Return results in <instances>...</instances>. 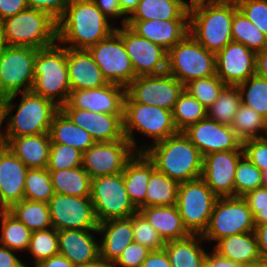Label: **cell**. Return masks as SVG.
I'll return each instance as SVG.
<instances>
[{
    "label": "cell",
    "instance_id": "cell-42",
    "mask_svg": "<svg viewBox=\"0 0 267 267\" xmlns=\"http://www.w3.org/2000/svg\"><path fill=\"white\" fill-rule=\"evenodd\" d=\"M241 103L238 87L227 85L216 101L207 109V118L231 126Z\"/></svg>",
    "mask_w": 267,
    "mask_h": 267
},
{
    "label": "cell",
    "instance_id": "cell-64",
    "mask_svg": "<svg viewBox=\"0 0 267 267\" xmlns=\"http://www.w3.org/2000/svg\"><path fill=\"white\" fill-rule=\"evenodd\" d=\"M118 1H119L121 11L127 17H129L134 12V10L137 8V5L140 0H118Z\"/></svg>",
    "mask_w": 267,
    "mask_h": 267
},
{
    "label": "cell",
    "instance_id": "cell-22",
    "mask_svg": "<svg viewBox=\"0 0 267 267\" xmlns=\"http://www.w3.org/2000/svg\"><path fill=\"white\" fill-rule=\"evenodd\" d=\"M60 110L75 125L86 130L95 142L118 141L124 137V115H111L77 108H60Z\"/></svg>",
    "mask_w": 267,
    "mask_h": 267
},
{
    "label": "cell",
    "instance_id": "cell-46",
    "mask_svg": "<svg viewBox=\"0 0 267 267\" xmlns=\"http://www.w3.org/2000/svg\"><path fill=\"white\" fill-rule=\"evenodd\" d=\"M226 86L217 75H214L192 80L184 86V89L208 109Z\"/></svg>",
    "mask_w": 267,
    "mask_h": 267
},
{
    "label": "cell",
    "instance_id": "cell-39",
    "mask_svg": "<svg viewBox=\"0 0 267 267\" xmlns=\"http://www.w3.org/2000/svg\"><path fill=\"white\" fill-rule=\"evenodd\" d=\"M231 36L233 41L258 53L267 49V35L262 33L239 9L234 13Z\"/></svg>",
    "mask_w": 267,
    "mask_h": 267
},
{
    "label": "cell",
    "instance_id": "cell-56",
    "mask_svg": "<svg viewBox=\"0 0 267 267\" xmlns=\"http://www.w3.org/2000/svg\"><path fill=\"white\" fill-rule=\"evenodd\" d=\"M29 8L27 0H0V21Z\"/></svg>",
    "mask_w": 267,
    "mask_h": 267
},
{
    "label": "cell",
    "instance_id": "cell-59",
    "mask_svg": "<svg viewBox=\"0 0 267 267\" xmlns=\"http://www.w3.org/2000/svg\"><path fill=\"white\" fill-rule=\"evenodd\" d=\"M14 252L16 251L0 245V267H22L25 264Z\"/></svg>",
    "mask_w": 267,
    "mask_h": 267
},
{
    "label": "cell",
    "instance_id": "cell-45",
    "mask_svg": "<svg viewBox=\"0 0 267 267\" xmlns=\"http://www.w3.org/2000/svg\"><path fill=\"white\" fill-rule=\"evenodd\" d=\"M27 252L33 257L34 266L59 254L58 231L55 228L33 231Z\"/></svg>",
    "mask_w": 267,
    "mask_h": 267
},
{
    "label": "cell",
    "instance_id": "cell-61",
    "mask_svg": "<svg viewBox=\"0 0 267 267\" xmlns=\"http://www.w3.org/2000/svg\"><path fill=\"white\" fill-rule=\"evenodd\" d=\"M34 267H75L66 257L61 254L54 255L47 260L41 261Z\"/></svg>",
    "mask_w": 267,
    "mask_h": 267
},
{
    "label": "cell",
    "instance_id": "cell-21",
    "mask_svg": "<svg viewBox=\"0 0 267 267\" xmlns=\"http://www.w3.org/2000/svg\"><path fill=\"white\" fill-rule=\"evenodd\" d=\"M256 52L231 41L215 54L216 75L226 84L237 86L256 73Z\"/></svg>",
    "mask_w": 267,
    "mask_h": 267
},
{
    "label": "cell",
    "instance_id": "cell-31",
    "mask_svg": "<svg viewBox=\"0 0 267 267\" xmlns=\"http://www.w3.org/2000/svg\"><path fill=\"white\" fill-rule=\"evenodd\" d=\"M213 250L222 257L242 265L261 259L254 232L222 238L215 243Z\"/></svg>",
    "mask_w": 267,
    "mask_h": 267
},
{
    "label": "cell",
    "instance_id": "cell-28",
    "mask_svg": "<svg viewBox=\"0 0 267 267\" xmlns=\"http://www.w3.org/2000/svg\"><path fill=\"white\" fill-rule=\"evenodd\" d=\"M155 170V164L144 152H136L125 165L123 171L125 188L138 210L145 207L148 181Z\"/></svg>",
    "mask_w": 267,
    "mask_h": 267
},
{
    "label": "cell",
    "instance_id": "cell-25",
    "mask_svg": "<svg viewBox=\"0 0 267 267\" xmlns=\"http://www.w3.org/2000/svg\"><path fill=\"white\" fill-rule=\"evenodd\" d=\"M93 232L98 233L97 229L58 231L59 254L74 266L88 265L100 260L99 243Z\"/></svg>",
    "mask_w": 267,
    "mask_h": 267
},
{
    "label": "cell",
    "instance_id": "cell-24",
    "mask_svg": "<svg viewBox=\"0 0 267 267\" xmlns=\"http://www.w3.org/2000/svg\"><path fill=\"white\" fill-rule=\"evenodd\" d=\"M126 26L167 51L189 33V19L127 20Z\"/></svg>",
    "mask_w": 267,
    "mask_h": 267
},
{
    "label": "cell",
    "instance_id": "cell-10",
    "mask_svg": "<svg viewBox=\"0 0 267 267\" xmlns=\"http://www.w3.org/2000/svg\"><path fill=\"white\" fill-rule=\"evenodd\" d=\"M254 216L242 197H219L208 226L201 235L205 241H215L241 233L254 232Z\"/></svg>",
    "mask_w": 267,
    "mask_h": 267
},
{
    "label": "cell",
    "instance_id": "cell-32",
    "mask_svg": "<svg viewBox=\"0 0 267 267\" xmlns=\"http://www.w3.org/2000/svg\"><path fill=\"white\" fill-rule=\"evenodd\" d=\"M205 242L201 235L165 242L164 249L172 267H204L207 252L201 244Z\"/></svg>",
    "mask_w": 267,
    "mask_h": 267
},
{
    "label": "cell",
    "instance_id": "cell-67",
    "mask_svg": "<svg viewBox=\"0 0 267 267\" xmlns=\"http://www.w3.org/2000/svg\"><path fill=\"white\" fill-rule=\"evenodd\" d=\"M224 1H228V0H189V2H187V5L190 7L192 5L202 3V2H224Z\"/></svg>",
    "mask_w": 267,
    "mask_h": 267
},
{
    "label": "cell",
    "instance_id": "cell-14",
    "mask_svg": "<svg viewBox=\"0 0 267 267\" xmlns=\"http://www.w3.org/2000/svg\"><path fill=\"white\" fill-rule=\"evenodd\" d=\"M87 50L108 83L126 88L136 78L131 59L116 31Z\"/></svg>",
    "mask_w": 267,
    "mask_h": 267
},
{
    "label": "cell",
    "instance_id": "cell-41",
    "mask_svg": "<svg viewBox=\"0 0 267 267\" xmlns=\"http://www.w3.org/2000/svg\"><path fill=\"white\" fill-rule=\"evenodd\" d=\"M0 220V245L16 252H27L32 231L8 210L2 215Z\"/></svg>",
    "mask_w": 267,
    "mask_h": 267
},
{
    "label": "cell",
    "instance_id": "cell-69",
    "mask_svg": "<svg viewBox=\"0 0 267 267\" xmlns=\"http://www.w3.org/2000/svg\"><path fill=\"white\" fill-rule=\"evenodd\" d=\"M262 186L267 187V170L262 172Z\"/></svg>",
    "mask_w": 267,
    "mask_h": 267
},
{
    "label": "cell",
    "instance_id": "cell-54",
    "mask_svg": "<svg viewBox=\"0 0 267 267\" xmlns=\"http://www.w3.org/2000/svg\"><path fill=\"white\" fill-rule=\"evenodd\" d=\"M29 8L47 13L58 22L65 14L66 0H27Z\"/></svg>",
    "mask_w": 267,
    "mask_h": 267
},
{
    "label": "cell",
    "instance_id": "cell-50",
    "mask_svg": "<svg viewBox=\"0 0 267 267\" xmlns=\"http://www.w3.org/2000/svg\"><path fill=\"white\" fill-rule=\"evenodd\" d=\"M238 9L267 35V0H235Z\"/></svg>",
    "mask_w": 267,
    "mask_h": 267
},
{
    "label": "cell",
    "instance_id": "cell-2",
    "mask_svg": "<svg viewBox=\"0 0 267 267\" xmlns=\"http://www.w3.org/2000/svg\"><path fill=\"white\" fill-rule=\"evenodd\" d=\"M144 153L158 172L178 183L202 176L203 156L183 132L150 145Z\"/></svg>",
    "mask_w": 267,
    "mask_h": 267
},
{
    "label": "cell",
    "instance_id": "cell-52",
    "mask_svg": "<svg viewBox=\"0 0 267 267\" xmlns=\"http://www.w3.org/2000/svg\"><path fill=\"white\" fill-rule=\"evenodd\" d=\"M242 198L253 213L255 226L267 223V187L261 186Z\"/></svg>",
    "mask_w": 267,
    "mask_h": 267
},
{
    "label": "cell",
    "instance_id": "cell-19",
    "mask_svg": "<svg viewBox=\"0 0 267 267\" xmlns=\"http://www.w3.org/2000/svg\"><path fill=\"white\" fill-rule=\"evenodd\" d=\"M126 88L112 83L84 90H71L60 108L85 109L111 115H124Z\"/></svg>",
    "mask_w": 267,
    "mask_h": 267
},
{
    "label": "cell",
    "instance_id": "cell-55",
    "mask_svg": "<svg viewBox=\"0 0 267 267\" xmlns=\"http://www.w3.org/2000/svg\"><path fill=\"white\" fill-rule=\"evenodd\" d=\"M97 8L109 19V18H120L122 25H126L127 16L121 11L118 0H92Z\"/></svg>",
    "mask_w": 267,
    "mask_h": 267
},
{
    "label": "cell",
    "instance_id": "cell-7",
    "mask_svg": "<svg viewBox=\"0 0 267 267\" xmlns=\"http://www.w3.org/2000/svg\"><path fill=\"white\" fill-rule=\"evenodd\" d=\"M135 131L152 138L153 142L137 148ZM123 133L136 152H144L150 145L171 137L178 130L172 111L154 105L124 103Z\"/></svg>",
    "mask_w": 267,
    "mask_h": 267
},
{
    "label": "cell",
    "instance_id": "cell-63",
    "mask_svg": "<svg viewBox=\"0 0 267 267\" xmlns=\"http://www.w3.org/2000/svg\"><path fill=\"white\" fill-rule=\"evenodd\" d=\"M7 97L0 95V146L5 145L6 127L2 130V124L6 120ZM3 131V132H2Z\"/></svg>",
    "mask_w": 267,
    "mask_h": 267
},
{
    "label": "cell",
    "instance_id": "cell-4",
    "mask_svg": "<svg viewBox=\"0 0 267 267\" xmlns=\"http://www.w3.org/2000/svg\"><path fill=\"white\" fill-rule=\"evenodd\" d=\"M17 95L22 98L17 104L18 107L14 102ZM16 107L13 114L12 110ZM59 109L52 100L32 91L7 97L5 144L13 137L49 133L52 119Z\"/></svg>",
    "mask_w": 267,
    "mask_h": 267
},
{
    "label": "cell",
    "instance_id": "cell-40",
    "mask_svg": "<svg viewBox=\"0 0 267 267\" xmlns=\"http://www.w3.org/2000/svg\"><path fill=\"white\" fill-rule=\"evenodd\" d=\"M178 132L207 117V109L185 89L180 93L172 110Z\"/></svg>",
    "mask_w": 267,
    "mask_h": 267
},
{
    "label": "cell",
    "instance_id": "cell-60",
    "mask_svg": "<svg viewBox=\"0 0 267 267\" xmlns=\"http://www.w3.org/2000/svg\"><path fill=\"white\" fill-rule=\"evenodd\" d=\"M254 233L261 258L267 259V223L255 226Z\"/></svg>",
    "mask_w": 267,
    "mask_h": 267
},
{
    "label": "cell",
    "instance_id": "cell-12",
    "mask_svg": "<svg viewBox=\"0 0 267 267\" xmlns=\"http://www.w3.org/2000/svg\"><path fill=\"white\" fill-rule=\"evenodd\" d=\"M37 49L6 46L0 54V95L9 97L31 91Z\"/></svg>",
    "mask_w": 267,
    "mask_h": 267
},
{
    "label": "cell",
    "instance_id": "cell-43",
    "mask_svg": "<svg viewBox=\"0 0 267 267\" xmlns=\"http://www.w3.org/2000/svg\"><path fill=\"white\" fill-rule=\"evenodd\" d=\"M241 102L267 120V78L253 75L237 85Z\"/></svg>",
    "mask_w": 267,
    "mask_h": 267
},
{
    "label": "cell",
    "instance_id": "cell-13",
    "mask_svg": "<svg viewBox=\"0 0 267 267\" xmlns=\"http://www.w3.org/2000/svg\"><path fill=\"white\" fill-rule=\"evenodd\" d=\"M184 85L168 72L136 77L127 87L124 103L154 105L172 111Z\"/></svg>",
    "mask_w": 267,
    "mask_h": 267
},
{
    "label": "cell",
    "instance_id": "cell-27",
    "mask_svg": "<svg viewBox=\"0 0 267 267\" xmlns=\"http://www.w3.org/2000/svg\"><path fill=\"white\" fill-rule=\"evenodd\" d=\"M67 66L71 90L94 89L108 83L86 49L67 48Z\"/></svg>",
    "mask_w": 267,
    "mask_h": 267
},
{
    "label": "cell",
    "instance_id": "cell-38",
    "mask_svg": "<svg viewBox=\"0 0 267 267\" xmlns=\"http://www.w3.org/2000/svg\"><path fill=\"white\" fill-rule=\"evenodd\" d=\"M231 128L242 142L267 137V120L243 103L234 115Z\"/></svg>",
    "mask_w": 267,
    "mask_h": 267
},
{
    "label": "cell",
    "instance_id": "cell-53",
    "mask_svg": "<svg viewBox=\"0 0 267 267\" xmlns=\"http://www.w3.org/2000/svg\"><path fill=\"white\" fill-rule=\"evenodd\" d=\"M149 252L148 248L133 241L111 267H141Z\"/></svg>",
    "mask_w": 267,
    "mask_h": 267
},
{
    "label": "cell",
    "instance_id": "cell-36",
    "mask_svg": "<svg viewBox=\"0 0 267 267\" xmlns=\"http://www.w3.org/2000/svg\"><path fill=\"white\" fill-rule=\"evenodd\" d=\"M8 211L32 232L53 227L48 204L45 202L22 199L14 203Z\"/></svg>",
    "mask_w": 267,
    "mask_h": 267
},
{
    "label": "cell",
    "instance_id": "cell-37",
    "mask_svg": "<svg viewBox=\"0 0 267 267\" xmlns=\"http://www.w3.org/2000/svg\"><path fill=\"white\" fill-rule=\"evenodd\" d=\"M179 183L155 170L148 181L145 207L176 205Z\"/></svg>",
    "mask_w": 267,
    "mask_h": 267
},
{
    "label": "cell",
    "instance_id": "cell-34",
    "mask_svg": "<svg viewBox=\"0 0 267 267\" xmlns=\"http://www.w3.org/2000/svg\"><path fill=\"white\" fill-rule=\"evenodd\" d=\"M49 136L51 143L65 144L82 153L95 143L86 130L75 125L60 109L52 119Z\"/></svg>",
    "mask_w": 267,
    "mask_h": 267
},
{
    "label": "cell",
    "instance_id": "cell-51",
    "mask_svg": "<svg viewBox=\"0 0 267 267\" xmlns=\"http://www.w3.org/2000/svg\"><path fill=\"white\" fill-rule=\"evenodd\" d=\"M243 155L262 172L267 170V137L242 142Z\"/></svg>",
    "mask_w": 267,
    "mask_h": 267
},
{
    "label": "cell",
    "instance_id": "cell-29",
    "mask_svg": "<svg viewBox=\"0 0 267 267\" xmlns=\"http://www.w3.org/2000/svg\"><path fill=\"white\" fill-rule=\"evenodd\" d=\"M138 211L164 242L184 239L191 235L183 225L176 205L143 207Z\"/></svg>",
    "mask_w": 267,
    "mask_h": 267
},
{
    "label": "cell",
    "instance_id": "cell-17",
    "mask_svg": "<svg viewBox=\"0 0 267 267\" xmlns=\"http://www.w3.org/2000/svg\"><path fill=\"white\" fill-rule=\"evenodd\" d=\"M115 31L122 38L136 77L159 75L166 72L168 57L166 49L138 36L126 25L116 27Z\"/></svg>",
    "mask_w": 267,
    "mask_h": 267
},
{
    "label": "cell",
    "instance_id": "cell-62",
    "mask_svg": "<svg viewBox=\"0 0 267 267\" xmlns=\"http://www.w3.org/2000/svg\"><path fill=\"white\" fill-rule=\"evenodd\" d=\"M256 75L267 78V49L256 54Z\"/></svg>",
    "mask_w": 267,
    "mask_h": 267
},
{
    "label": "cell",
    "instance_id": "cell-18",
    "mask_svg": "<svg viewBox=\"0 0 267 267\" xmlns=\"http://www.w3.org/2000/svg\"><path fill=\"white\" fill-rule=\"evenodd\" d=\"M183 133L203 157L214 152L243 150L242 141L231 126L220 124L207 117L189 126Z\"/></svg>",
    "mask_w": 267,
    "mask_h": 267
},
{
    "label": "cell",
    "instance_id": "cell-16",
    "mask_svg": "<svg viewBox=\"0 0 267 267\" xmlns=\"http://www.w3.org/2000/svg\"><path fill=\"white\" fill-rule=\"evenodd\" d=\"M135 153L125 137L118 141L95 142L82 153V168L92 179L121 173Z\"/></svg>",
    "mask_w": 267,
    "mask_h": 267
},
{
    "label": "cell",
    "instance_id": "cell-33",
    "mask_svg": "<svg viewBox=\"0 0 267 267\" xmlns=\"http://www.w3.org/2000/svg\"><path fill=\"white\" fill-rule=\"evenodd\" d=\"M186 0H140L127 20L189 19Z\"/></svg>",
    "mask_w": 267,
    "mask_h": 267
},
{
    "label": "cell",
    "instance_id": "cell-9",
    "mask_svg": "<svg viewBox=\"0 0 267 267\" xmlns=\"http://www.w3.org/2000/svg\"><path fill=\"white\" fill-rule=\"evenodd\" d=\"M218 198L202 178L179 183L176 206L191 235L204 233Z\"/></svg>",
    "mask_w": 267,
    "mask_h": 267
},
{
    "label": "cell",
    "instance_id": "cell-68",
    "mask_svg": "<svg viewBox=\"0 0 267 267\" xmlns=\"http://www.w3.org/2000/svg\"><path fill=\"white\" fill-rule=\"evenodd\" d=\"M5 47H6V43H5V39H4L2 24L0 21V54L2 53V51L4 50Z\"/></svg>",
    "mask_w": 267,
    "mask_h": 267
},
{
    "label": "cell",
    "instance_id": "cell-20",
    "mask_svg": "<svg viewBox=\"0 0 267 267\" xmlns=\"http://www.w3.org/2000/svg\"><path fill=\"white\" fill-rule=\"evenodd\" d=\"M243 150L222 151L203 157L201 178L218 197L235 196V172Z\"/></svg>",
    "mask_w": 267,
    "mask_h": 267
},
{
    "label": "cell",
    "instance_id": "cell-15",
    "mask_svg": "<svg viewBox=\"0 0 267 267\" xmlns=\"http://www.w3.org/2000/svg\"><path fill=\"white\" fill-rule=\"evenodd\" d=\"M47 204L52 226L57 231L98 228L90 196L78 197L55 193Z\"/></svg>",
    "mask_w": 267,
    "mask_h": 267
},
{
    "label": "cell",
    "instance_id": "cell-11",
    "mask_svg": "<svg viewBox=\"0 0 267 267\" xmlns=\"http://www.w3.org/2000/svg\"><path fill=\"white\" fill-rule=\"evenodd\" d=\"M90 199L98 223L129 218L138 211L127 194L123 172L93 178Z\"/></svg>",
    "mask_w": 267,
    "mask_h": 267
},
{
    "label": "cell",
    "instance_id": "cell-58",
    "mask_svg": "<svg viewBox=\"0 0 267 267\" xmlns=\"http://www.w3.org/2000/svg\"><path fill=\"white\" fill-rule=\"evenodd\" d=\"M204 267H244V265L222 257L212 250L206 254Z\"/></svg>",
    "mask_w": 267,
    "mask_h": 267
},
{
    "label": "cell",
    "instance_id": "cell-48",
    "mask_svg": "<svg viewBox=\"0 0 267 267\" xmlns=\"http://www.w3.org/2000/svg\"><path fill=\"white\" fill-rule=\"evenodd\" d=\"M82 166V152L77 148L51 143L48 170H65Z\"/></svg>",
    "mask_w": 267,
    "mask_h": 267
},
{
    "label": "cell",
    "instance_id": "cell-6",
    "mask_svg": "<svg viewBox=\"0 0 267 267\" xmlns=\"http://www.w3.org/2000/svg\"><path fill=\"white\" fill-rule=\"evenodd\" d=\"M1 24L6 46L43 49L57 42V22L43 11L27 8Z\"/></svg>",
    "mask_w": 267,
    "mask_h": 267
},
{
    "label": "cell",
    "instance_id": "cell-5",
    "mask_svg": "<svg viewBox=\"0 0 267 267\" xmlns=\"http://www.w3.org/2000/svg\"><path fill=\"white\" fill-rule=\"evenodd\" d=\"M31 91L61 107L71 91L67 66V47L60 43L37 49L34 83Z\"/></svg>",
    "mask_w": 267,
    "mask_h": 267
},
{
    "label": "cell",
    "instance_id": "cell-66",
    "mask_svg": "<svg viewBox=\"0 0 267 267\" xmlns=\"http://www.w3.org/2000/svg\"><path fill=\"white\" fill-rule=\"evenodd\" d=\"M75 267H111V265L106 264L105 262H103L101 259L92 263V264H88V265H79V266H75Z\"/></svg>",
    "mask_w": 267,
    "mask_h": 267
},
{
    "label": "cell",
    "instance_id": "cell-1",
    "mask_svg": "<svg viewBox=\"0 0 267 267\" xmlns=\"http://www.w3.org/2000/svg\"><path fill=\"white\" fill-rule=\"evenodd\" d=\"M92 0L67 1L64 16L57 22V42L72 49H88L116 29Z\"/></svg>",
    "mask_w": 267,
    "mask_h": 267
},
{
    "label": "cell",
    "instance_id": "cell-8",
    "mask_svg": "<svg viewBox=\"0 0 267 267\" xmlns=\"http://www.w3.org/2000/svg\"><path fill=\"white\" fill-rule=\"evenodd\" d=\"M215 53L188 33L168 50L167 70L184 86L192 80L216 75Z\"/></svg>",
    "mask_w": 267,
    "mask_h": 267
},
{
    "label": "cell",
    "instance_id": "cell-23",
    "mask_svg": "<svg viewBox=\"0 0 267 267\" xmlns=\"http://www.w3.org/2000/svg\"><path fill=\"white\" fill-rule=\"evenodd\" d=\"M28 168L6 146H0V204L7 210L24 199Z\"/></svg>",
    "mask_w": 267,
    "mask_h": 267
},
{
    "label": "cell",
    "instance_id": "cell-30",
    "mask_svg": "<svg viewBox=\"0 0 267 267\" xmlns=\"http://www.w3.org/2000/svg\"><path fill=\"white\" fill-rule=\"evenodd\" d=\"M5 145L28 169L47 167L51 147L49 133L13 137Z\"/></svg>",
    "mask_w": 267,
    "mask_h": 267
},
{
    "label": "cell",
    "instance_id": "cell-49",
    "mask_svg": "<svg viewBox=\"0 0 267 267\" xmlns=\"http://www.w3.org/2000/svg\"><path fill=\"white\" fill-rule=\"evenodd\" d=\"M132 225L135 242L145 246L150 251L164 248L163 239L139 211L132 215Z\"/></svg>",
    "mask_w": 267,
    "mask_h": 267
},
{
    "label": "cell",
    "instance_id": "cell-26",
    "mask_svg": "<svg viewBox=\"0 0 267 267\" xmlns=\"http://www.w3.org/2000/svg\"><path fill=\"white\" fill-rule=\"evenodd\" d=\"M100 259L113 265L124 249L134 241L132 215L129 218L109 219L98 223Z\"/></svg>",
    "mask_w": 267,
    "mask_h": 267
},
{
    "label": "cell",
    "instance_id": "cell-57",
    "mask_svg": "<svg viewBox=\"0 0 267 267\" xmlns=\"http://www.w3.org/2000/svg\"><path fill=\"white\" fill-rule=\"evenodd\" d=\"M141 267H172L165 249L150 251Z\"/></svg>",
    "mask_w": 267,
    "mask_h": 267
},
{
    "label": "cell",
    "instance_id": "cell-35",
    "mask_svg": "<svg viewBox=\"0 0 267 267\" xmlns=\"http://www.w3.org/2000/svg\"><path fill=\"white\" fill-rule=\"evenodd\" d=\"M54 192L69 196H90L92 178L82 168L48 170Z\"/></svg>",
    "mask_w": 267,
    "mask_h": 267
},
{
    "label": "cell",
    "instance_id": "cell-70",
    "mask_svg": "<svg viewBox=\"0 0 267 267\" xmlns=\"http://www.w3.org/2000/svg\"><path fill=\"white\" fill-rule=\"evenodd\" d=\"M7 211V209L2 205L0 204V218L2 217V215Z\"/></svg>",
    "mask_w": 267,
    "mask_h": 267
},
{
    "label": "cell",
    "instance_id": "cell-65",
    "mask_svg": "<svg viewBox=\"0 0 267 267\" xmlns=\"http://www.w3.org/2000/svg\"><path fill=\"white\" fill-rule=\"evenodd\" d=\"M244 267H267V259L261 258L258 261L250 262L244 265Z\"/></svg>",
    "mask_w": 267,
    "mask_h": 267
},
{
    "label": "cell",
    "instance_id": "cell-47",
    "mask_svg": "<svg viewBox=\"0 0 267 267\" xmlns=\"http://www.w3.org/2000/svg\"><path fill=\"white\" fill-rule=\"evenodd\" d=\"M234 183L235 196L242 197L262 186V171L243 156L238 161Z\"/></svg>",
    "mask_w": 267,
    "mask_h": 267
},
{
    "label": "cell",
    "instance_id": "cell-44",
    "mask_svg": "<svg viewBox=\"0 0 267 267\" xmlns=\"http://www.w3.org/2000/svg\"><path fill=\"white\" fill-rule=\"evenodd\" d=\"M54 194L51 176L47 168L27 170L24 199L48 203Z\"/></svg>",
    "mask_w": 267,
    "mask_h": 267
},
{
    "label": "cell",
    "instance_id": "cell-3",
    "mask_svg": "<svg viewBox=\"0 0 267 267\" xmlns=\"http://www.w3.org/2000/svg\"><path fill=\"white\" fill-rule=\"evenodd\" d=\"M237 10L235 0L202 2L190 6V35L208 51L218 53L233 41L231 26Z\"/></svg>",
    "mask_w": 267,
    "mask_h": 267
}]
</instances>
